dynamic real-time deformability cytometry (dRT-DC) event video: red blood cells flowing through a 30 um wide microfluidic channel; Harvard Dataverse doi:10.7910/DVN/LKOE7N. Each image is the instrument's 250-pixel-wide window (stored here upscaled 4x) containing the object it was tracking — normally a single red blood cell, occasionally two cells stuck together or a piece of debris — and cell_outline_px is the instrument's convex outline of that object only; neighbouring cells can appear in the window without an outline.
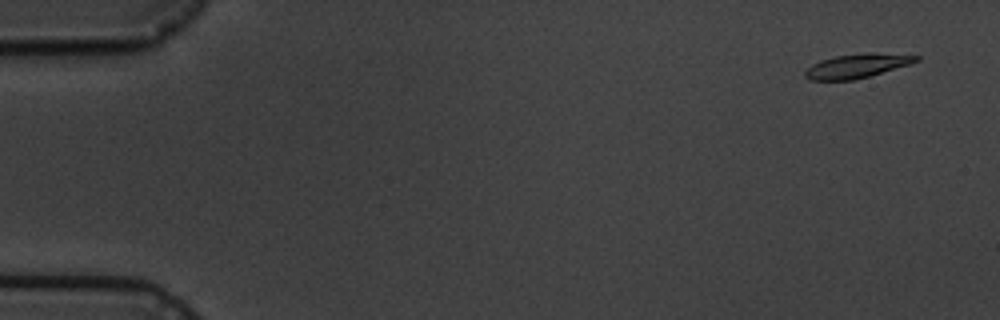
{"species": "common noctule bat (a hibernating species)", "species_latin": "Nyctalus noctula", "temperature_condition": "cold", "stored_images_in_passage": 4, "camera_frame_rate_fps": 3000, "um_per_image_px": 0.085, "animal": {"sex": "male", "body_mass_g": 19.5, "forearm_length_mm": 54.6}, "frame": {"image": 1, "passage_image": 1, "time_ms": 0.0, "image_size_px": [1000, 320], "cell_outline_px": [[920, 60], [908, 64], [868, 76], [852, 80], [808, 80], [804, 76], [804, 72], [812, 64], [820, 60], [836, 56], [868, 52], [872, 52], [920, 56]], "centroid_in_image_um": [72.79, 5.59], "position_along_channel_um": 12.2, "area_um2": 15.37}}